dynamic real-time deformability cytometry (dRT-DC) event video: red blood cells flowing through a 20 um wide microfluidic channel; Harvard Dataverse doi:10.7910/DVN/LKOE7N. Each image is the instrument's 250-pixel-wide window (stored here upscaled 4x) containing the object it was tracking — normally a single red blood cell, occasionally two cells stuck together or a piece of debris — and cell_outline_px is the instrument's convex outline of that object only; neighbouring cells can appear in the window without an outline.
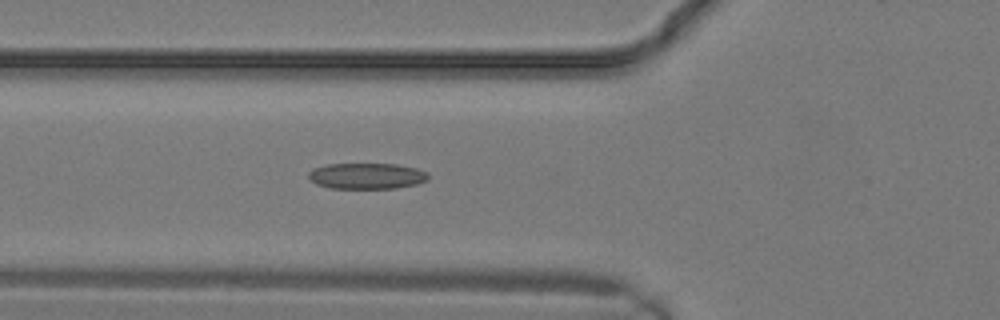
{"species": "common noctule bat (a hibernating species)", "species_latin": "Nyctalus noctula", "temperature_condition": "warm", "stored_images_in_passage": 6, "camera_frame_rate_fps": 3000, "um_per_image_px": 0.085, "animal": {"sex": "male", "body_mass_g": 19.2, "forearm_length_mm": 51.8}, "frame": {"image": 1, "passage_image": 6, "time_ms": 1.667, "image_size_px": [1000, 320], "cell_outline_px": [[428, 180], [416, 184], [396, 188], [328, 188], [316, 184], [308, 176], [308, 172], [312, 168], [328, 164], [396, 164], [416, 168], [428, 172]], "centroid_in_image_um": [31.17, 14.95], "position_along_channel_um": 94.6, "area_um2": 18.15}}